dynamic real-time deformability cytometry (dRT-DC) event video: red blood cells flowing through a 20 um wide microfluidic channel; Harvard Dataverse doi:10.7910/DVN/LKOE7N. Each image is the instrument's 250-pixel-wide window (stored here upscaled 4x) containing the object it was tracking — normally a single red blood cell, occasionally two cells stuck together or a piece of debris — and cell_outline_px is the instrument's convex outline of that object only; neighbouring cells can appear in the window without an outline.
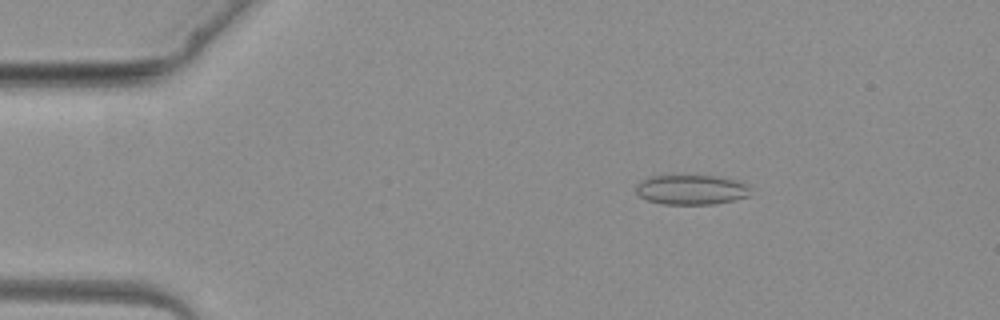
{"species": "common noctule bat (a hibernating species)", "species_latin": "Nyctalus noctula", "temperature_condition": "warm", "stored_images_in_passage": 3, "camera_frame_rate_fps": 3000, "um_per_image_px": 0.085, "animal": {"sex": "female", "body_mass_g": 19.3, "forearm_length_mm": 54.1}, "frame": {"image": 1, "passage_image": 2, "time_ms": 1.0, "image_size_px": [1000, 320], "cell_outline_px": [[748, 196], [732, 200], [712, 204], [660, 204], [648, 200], [640, 196], [636, 192], [636, 184], [648, 176], [716, 176], [740, 180], [748, 184]], "centroid_in_image_um": [58.74, 16.12], "position_along_channel_um": 26.3, "area_um2": 19.83}}